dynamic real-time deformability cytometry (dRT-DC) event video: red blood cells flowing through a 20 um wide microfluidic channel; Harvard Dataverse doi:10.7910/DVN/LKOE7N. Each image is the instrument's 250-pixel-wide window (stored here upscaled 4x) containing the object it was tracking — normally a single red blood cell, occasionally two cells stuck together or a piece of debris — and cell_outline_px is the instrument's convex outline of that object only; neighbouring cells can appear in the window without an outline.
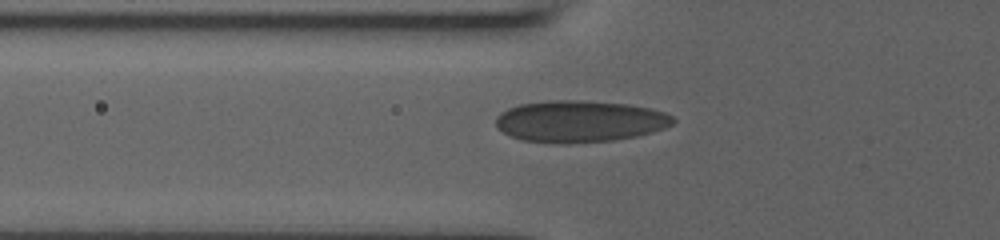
{"species": "human", "species_latin": "Homo sapiens", "temperature_condition": "room temperature", "stored_images_in_passage": 6, "camera_frame_rate_fps": 3000, "um_per_image_px": 0.085, "donor": {"sex": "male"}, "frame": {"image": 1, "passage_image": 2, "time_ms": 0.333, "image_size_px": [1000, 240], "cell_outline_px": [[676, 120], [672, 124], [664, 128], [652, 132], [636, 136], [612, 140], [568, 144], [564, 144], [524, 140], [512, 136], [504, 132], [496, 124], [496, 116], [500, 112], [508, 108], [520, 104], [548, 100], [580, 100], [628, 104], [652, 108], [664, 112], [672, 116]], "centroid_in_image_um": [49.29, 10.3], "position_along_channel_um": 76.5, "area_um2": 43.06}}